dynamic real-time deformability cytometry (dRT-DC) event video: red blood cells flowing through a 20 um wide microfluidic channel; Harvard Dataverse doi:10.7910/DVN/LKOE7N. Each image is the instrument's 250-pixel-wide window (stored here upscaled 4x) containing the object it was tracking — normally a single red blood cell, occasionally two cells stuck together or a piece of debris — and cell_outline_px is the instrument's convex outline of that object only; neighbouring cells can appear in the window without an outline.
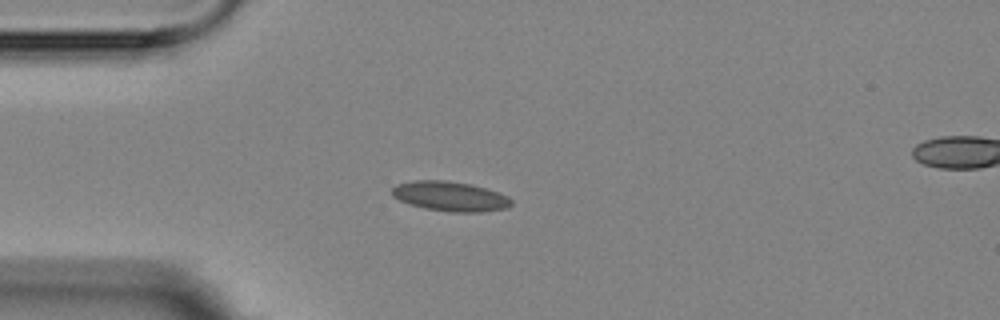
{"species": "Egyptian fruit bat (a non-hibernating species)", "species_latin": "Rousettus aegyptiacus", "temperature_condition": "room temperature", "stored_images_in_passage": 13, "camera_frame_rate_fps": 3000, "um_per_image_px": 0.085, "animal": {"sex": "female"}, "frame": {"image": 1, "passage_image": 1, "time_ms": 0.0, "image_size_px": [1000, 320], "cell_outline_px": [[512, 204], [508, 208], [480, 212], [452, 212], [424, 208], [408, 204], [392, 196], [392, 188], [396, 184], [416, 180], [444, 180], [472, 184], [508, 196], [512, 200]], "centroid_in_image_um": [38.25, 16.69], "position_along_channel_um": 46.7, "area_um2": 20.69}}
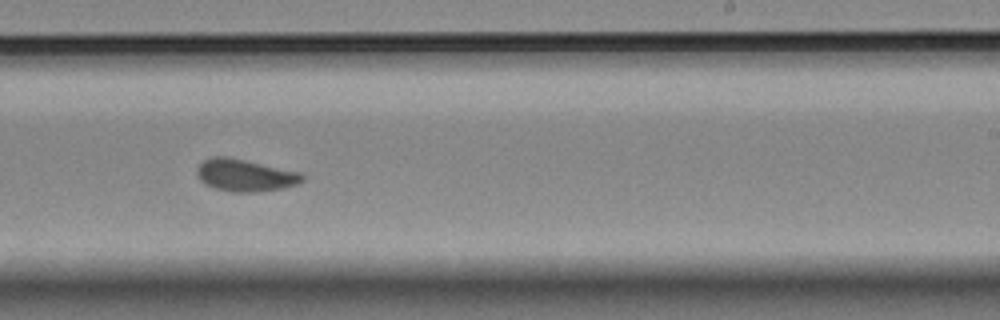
{"frame": {"image": 2, "passage_image": 7, "time_ms": 6.667, "image_size_px": [1000, 320], "cell_outline_px": [[304, 180], [296, 184], [284, 188], [256, 192], [232, 192], [216, 188], [204, 184], [200, 180], [196, 172], [196, 168], [208, 156], [228, 156], [300, 172], [304, 176]], "centroid_in_image_um": [20.81, 14.89], "position_along_channel_um": 268.2, "area_um2": 19.88}}
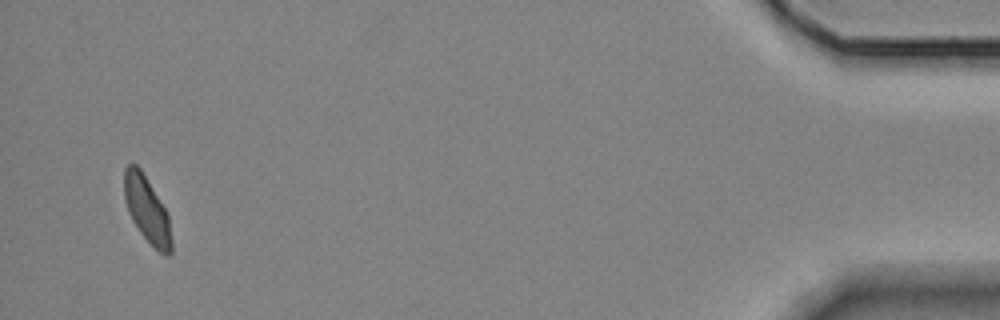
{"frame": {"image": 3, "passage_image": 13, "time_ms": 13.333, "image_size_px": [1000, 320], "cell_outline_px": [[172, 252], [168, 256], [164, 256], [140, 232], [132, 220], [128, 212], [124, 196], [124, 168], [128, 164], [136, 164], [140, 168], [164, 208], [168, 216], [172, 240]], "centroid_in_image_um": [12.48, 17.83], "position_along_channel_um": 422.7, "area_um2": 17.86}, "authors_computed_cell_mechanics": {"area_um2": 19.1896, "velocity_mm_per_s": 3.5275, "shape_relaxation_time_tau1_ms": 4.0495, "shape_relaxation_time_tau2_ms": 2.2038, "deformation_change_tau1": 0.0717, "deformation_change_tau2": 0.0327}}